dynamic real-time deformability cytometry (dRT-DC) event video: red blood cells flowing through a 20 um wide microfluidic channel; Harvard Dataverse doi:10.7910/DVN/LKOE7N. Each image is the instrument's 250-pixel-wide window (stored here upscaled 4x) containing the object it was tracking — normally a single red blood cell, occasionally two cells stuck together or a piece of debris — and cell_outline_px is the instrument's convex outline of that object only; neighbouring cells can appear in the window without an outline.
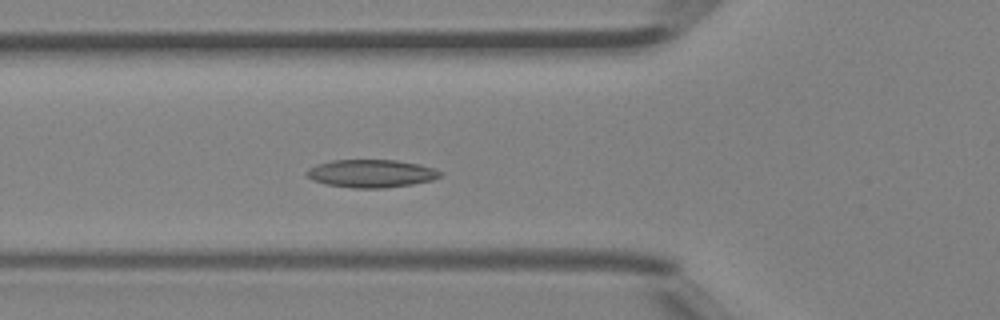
{"species": "Egyptian fruit bat (a non-hibernating species)", "species_latin": "Rousettus aegyptiacus", "temperature_condition": "room temperature", "stored_images_in_passage": 44, "camera_frame_rate_fps": 3000, "um_per_image_px": 0.085, "animal": {"sex": "female"}, "frame": {"image": 1, "passage_image": 15, "time_ms": 4.667, "image_size_px": [1000, 320], "cell_outline_px": [[444, 172], [440, 176], [432, 180], [412, 184], [384, 188], [352, 188], [324, 184], [312, 180], [304, 172], [308, 168], [316, 164], [332, 160], [396, 160], [420, 164], [436, 168]], "centroid_in_image_um": [31.55, 14.74], "position_along_channel_um": 94.2, "area_um2": 21.96}}
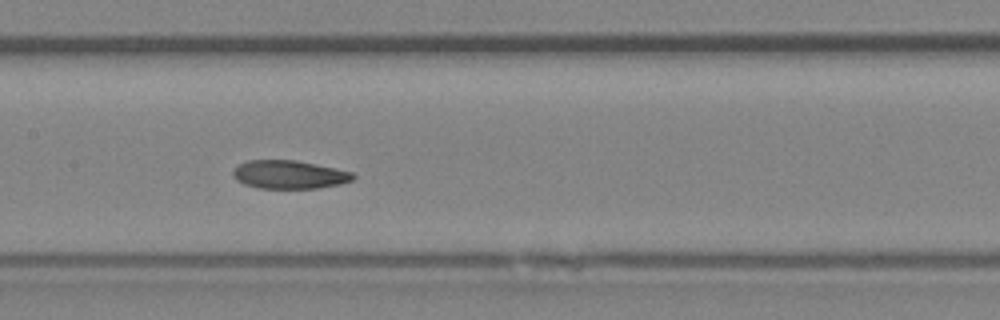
{"frame": {"image": 2, "passage_image": 21, "time_ms": 6.667, "image_size_px": [1000, 320], "cell_outline_px": [[356, 176], [352, 180], [340, 184], [316, 188], [260, 188], [244, 184], [236, 180], [232, 172], [240, 164], [248, 160], [296, 160], [336, 168], [352, 172]], "centroid_in_image_um": [24.6, 14.83], "position_along_channel_um": 182.8, "area_um2": 19.71}}
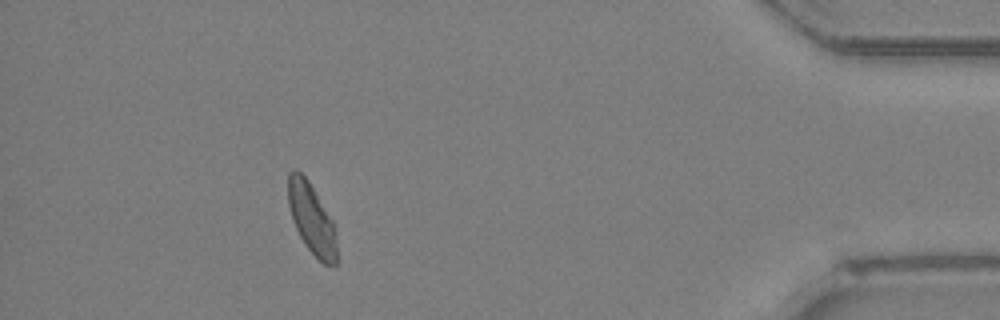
{"frame": {"image": 3, "passage_image": 40, "time_ms": 13.0, "image_size_px": [1000, 320], "cell_outline_px": [[336, 264], [332, 268], [324, 264], [304, 244], [292, 220], [288, 204], [288, 172], [292, 168], [296, 168], [308, 180], [332, 220], [336, 244]], "centroid_in_image_um": [26.46, 18.57], "position_along_channel_um": 408.7, "area_um2": 19.77}, "authors_computed_cell_mechanics": {"area_um2": 20.7213, "velocity_mm_per_s": 4.4357, "shape_relaxation_time_tau1_ms": 5.8268, "shape_relaxation_time_tau2_ms": 2.1292, "deformation_change_tau1": 0.1179, "deformation_change_tau2": 0.068}}